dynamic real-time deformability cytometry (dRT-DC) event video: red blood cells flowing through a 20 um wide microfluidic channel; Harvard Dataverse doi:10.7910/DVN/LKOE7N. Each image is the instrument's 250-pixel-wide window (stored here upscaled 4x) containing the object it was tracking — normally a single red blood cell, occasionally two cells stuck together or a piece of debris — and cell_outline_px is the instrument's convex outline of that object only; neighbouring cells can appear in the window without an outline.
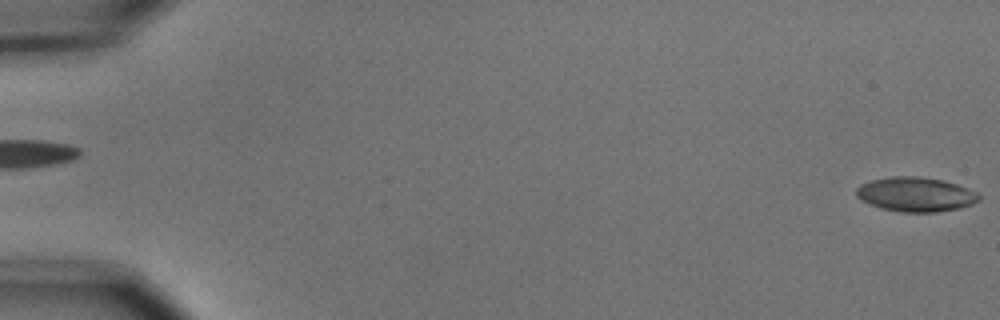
{"species": "common noctule bat (a hibernating species)", "species_latin": "Nyctalus noctula", "temperature_condition": "cold", "stored_images_in_passage": 4, "segment_of_instrument_passage": [2, 2], "camera_frame_rate_fps": 3000, "um_per_image_px": 0.085, "animal": {"sex": "male", "body_mass_g": 15.6}, "frame": {"image": 1, "passage_image": 4, "time_ms": 1.0, "image_size_px": [1000, 320], "cell_outline_px": [[980, 200], [972, 204], [960, 208], [936, 212], [904, 212], [880, 208], [860, 200], [856, 196], [856, 188], [860, 184], [872, 180], [892, 176], [916, 176], [944, 180], [968, 188], [976, 192], [980, 196]], "centroid_in_image_um": [77.82, 16.52], "position_along_channel_um": 7.2, "area_um2": 24.68}}